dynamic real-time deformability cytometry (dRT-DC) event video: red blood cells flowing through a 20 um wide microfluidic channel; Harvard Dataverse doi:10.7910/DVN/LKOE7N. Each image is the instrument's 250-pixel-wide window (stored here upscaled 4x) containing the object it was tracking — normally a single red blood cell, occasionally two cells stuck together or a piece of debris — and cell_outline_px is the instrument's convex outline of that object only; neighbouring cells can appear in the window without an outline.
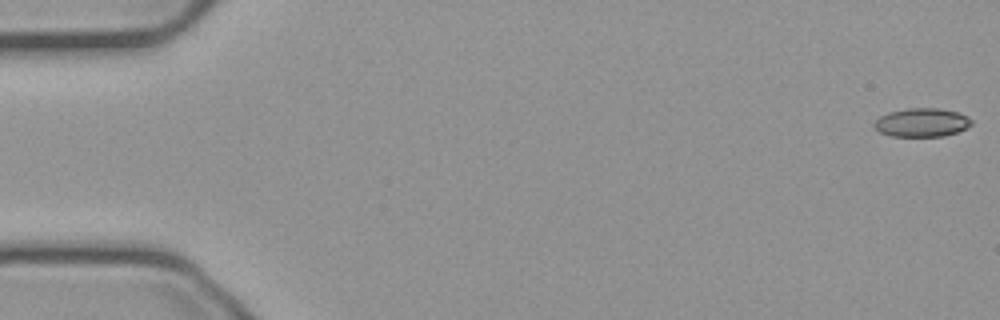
{"species": "common noctule bat (a hibernating species)", "species_latin": "Nyctalus noctula", "temperature_condition": "cold", "stored_images_in_passage": 16, "camera_frame_rate_fps": 3000, "um_per_image_px": 0.085, "animal": {"sex": "male", "body_mass_g": 23.1, "forearm_length_mm": 52.7}, "frame": {"image": 1, "passage_image": 1, "time_ms": 0.0, "image_size_px": [1000, 320], "cell_outline_px": [[972, 124], [968, 128], [944, 136], [892, 136], [880, 132], [872, 128], [872, 124], [880, 116], [888, 112], [908, 108], [940, 108], [956, 112], [968, 116], [972, 120]], "centroid_in_image_um": [78.34, 10.41], "position_along_channel_um": 6.7, "area_um2": 16.36}}
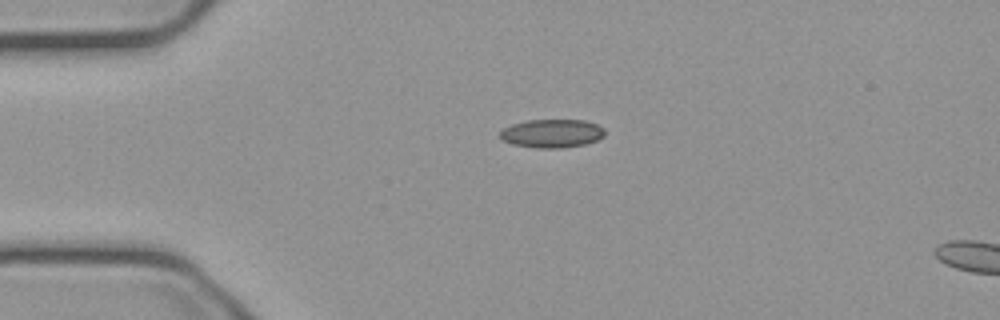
{"frame": {"image": 2, "passage_image": 13, "time_ms": 4.0, "image_size_px": [1000, 320], "cell_outline_px": [[604, 136], [596, 140], [584, 144], [564, 148], [536, 148], [512, 144], [504, 140], [500, 136], [500, 132], [504, 128], [512, 124], [528, 120], [584, 120], [596, 124], [604, 128]], "centroid_in_image_um": [46.92, 11.34], "position_along_channel_um": 38.1, "area_um2": 17.28}}